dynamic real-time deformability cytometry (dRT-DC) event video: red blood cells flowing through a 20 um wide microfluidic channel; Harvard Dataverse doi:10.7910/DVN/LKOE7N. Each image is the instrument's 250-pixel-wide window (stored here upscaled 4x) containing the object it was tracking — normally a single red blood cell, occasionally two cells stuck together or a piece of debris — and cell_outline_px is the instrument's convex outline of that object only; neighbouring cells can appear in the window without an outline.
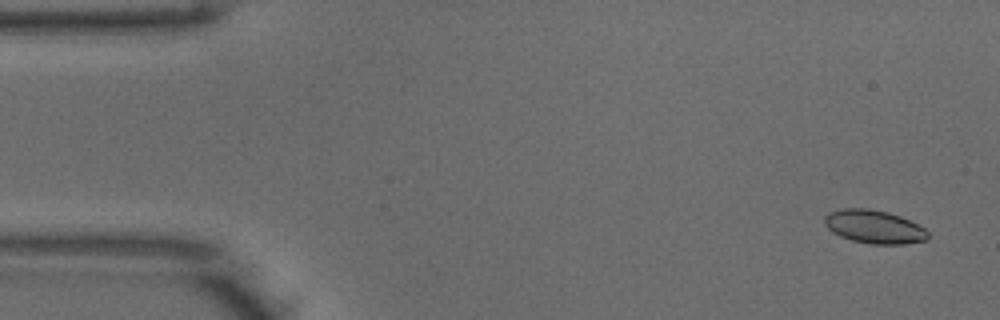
{"species": "common noctule bat (a hibernating species)", "species_latin": "Nyctalus noctula", "temperature_condition": "warm", "stored_images_in_passage": 50, "camera_frame_rate_fps": 3000, "um_per_image_px": 0.085, "animal": {"sex": "male", "body_mass_g": 18.8}, "frame": {"image": 1, "passage_image": 2, "time_ms": 0.333, "image_size_px": [1000, 320], "cell_outline_px": [[928, 240], [904, 244], [872, 244], [852, 240], [840, 236], [832, 232], [824, 224], [824, 216], [828, 212], [844, 208], [868, 208], [888, 212], [900, 216], [924, 228], [928, 232]], "centroid_in_image_um": [74.28, 19.27], "position_along_channel_um": 10.7, "area_um2": 20.11}}
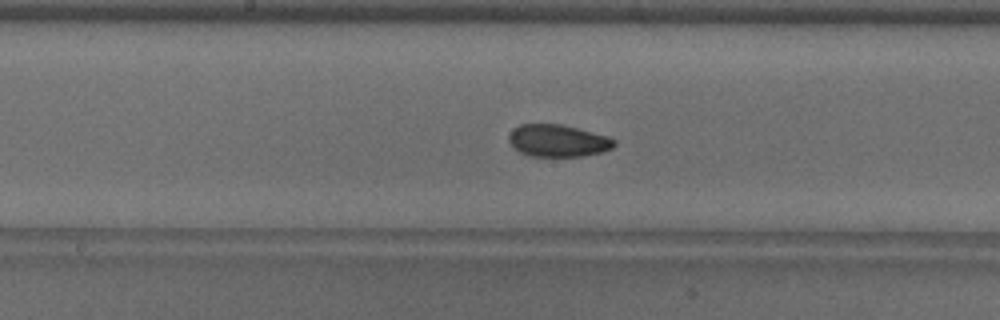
{"frame": {"image": 2, "passage_image": 25, "time_ms": 8.0, "image_size_px": [1000, 320], "cell_outline_px": [[616, 144], [612, 148], [604, 152], [584, 156], [528, 156], [520, 152], [508, 140], [508, 136], [512, 128], [520, 124], [560, 124], [608, 136], [616, 140]], "centroid_in_image_um": [47.43, 11.96], "position_along_channel_um": 200.8, "area_um2": 19.83}}
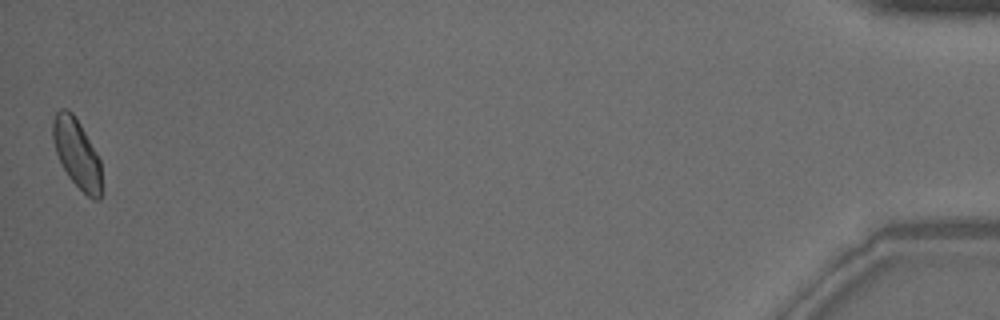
{"frame": {"image": 3, "passage_image": 50, "time_ms": 16.333, "image_size_px": [1000, 320], "cell_outline_px": [[104, 192], [100, 200], [92, 200], [68, 176], [56, 152], [52, 140], [52, 120], [56, 112], [60, 108], [68, 108], [72, 112], [80, 124], [96, 152], [100, 160]], "centroid_in_image_um": [6.56, 13.07], "position_along_channel_um": 428.6, "area_um2": 19.94}, "authors_computed_cell_mechanics": {"area_um2": 19.941, "velocity_mm_per_s": 3.9245, "shape_relaxation_time_tau1_ms": 5.7176, "shape_relaxation_time_tau2_ms": 3.1355, "deformation_change_tau1": 0.1084, "deformation_change_tau2": 0.0726}}